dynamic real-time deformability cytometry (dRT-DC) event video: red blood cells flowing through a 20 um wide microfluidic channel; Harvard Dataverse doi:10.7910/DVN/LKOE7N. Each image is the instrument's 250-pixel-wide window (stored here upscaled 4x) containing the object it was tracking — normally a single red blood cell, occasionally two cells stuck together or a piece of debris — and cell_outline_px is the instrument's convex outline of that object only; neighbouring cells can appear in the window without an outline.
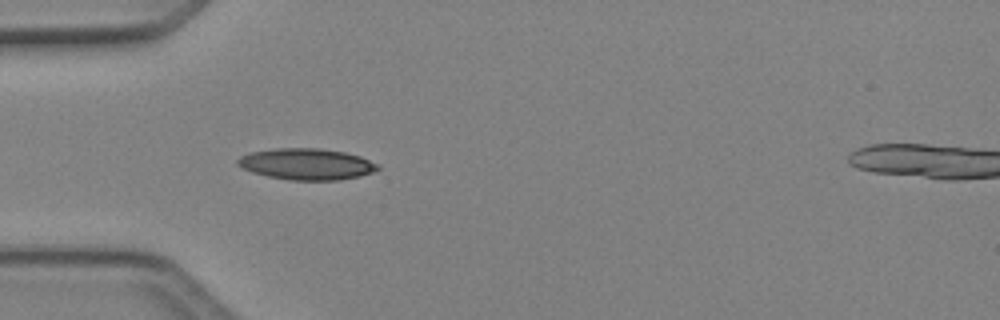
{"species": "Egyptian fruit bat (a non-hibernating species)", "species_latin": "Rousettus aegyptiacus", "temperature_condition": "cold", "stored_images_in_passage": 5, "camera_frame_rate_fps": 3000, "um_per_image_px": 0.085, "animal": {"sex": "female"}, "frame": {"image": 1, "passage_image": 5, "time_ms": 1.333, "image_size_px": [1000, 320], "cell_outline_px": [[380, 168], [372, 172], [360, 176], [340, 180], [288, 180], [268, 176], [252, 172], [236, 164], [236, 160], [240, 156], [252, 152], [276, 148], [320, 148], [344, 152], [360, 156], [380, 164]], "centroid_in_image_um": [26.08, 13.95], "position_along_channel_um": 58.9, "area_um2": 25.61}}